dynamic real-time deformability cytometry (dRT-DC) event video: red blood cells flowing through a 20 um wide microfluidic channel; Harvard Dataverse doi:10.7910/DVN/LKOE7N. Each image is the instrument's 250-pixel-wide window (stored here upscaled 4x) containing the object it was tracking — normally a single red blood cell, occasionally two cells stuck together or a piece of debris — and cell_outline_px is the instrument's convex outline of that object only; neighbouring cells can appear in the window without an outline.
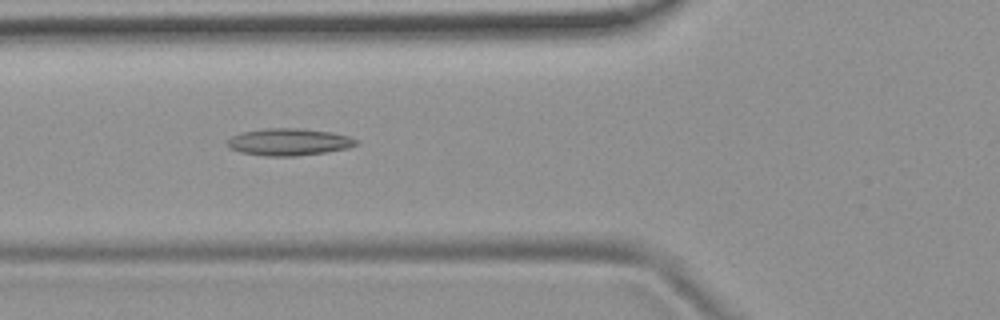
{"species": "common noctule bat (a hibernating species)", "species_latin": "Nyctalus noctula", "temperature_condition": "room temperature", "stored_images_in_passage": 52, "camera_frame_rate_fps": 3000, "um_per_image_px": 0.085, "animal": {"sex": "female", "body_mass_g": 19.9}, "frame": {"image": 1, "passage_image": 19, "time_ms": 6.0, "image_size_px": [1000, 320], "cell_outline_px": [[360, 144], [348, 148], [324, 152], [296, 156], [264, 156], [240, 152], [228, 148], [228, 140], [232, 136], [244, 132], [264, 128], [300, 128], [332, 132], [348, 136], [356, 140]], "centroid_in_image_um": [24.56, 12.07], "position_along_channel_um": 101.2, "area_um2": 20.29}}
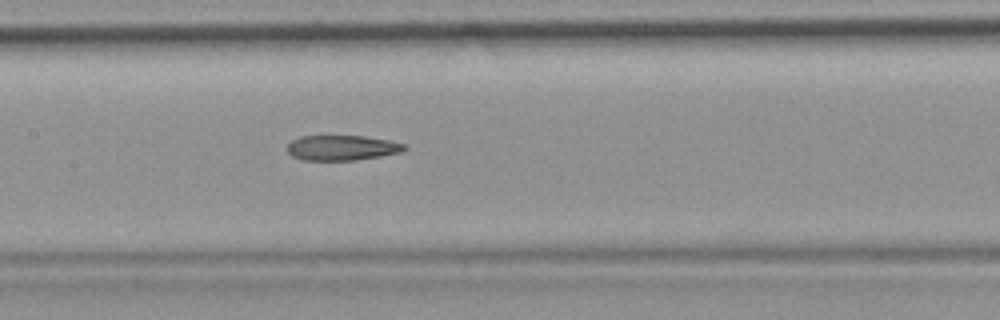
{"frame": {"image": 2, "passage_image": 25, "time_ms": 8.0, "image_size_px": [1000, 320], "cell_outline_px": [[408, 148], [404, 152], [356, 160], [304, 160], [292, 156], [288, 152], [288, 144], [292, 140], [300, 136], [364, 136], [388, 140], [404, 144]], "centroid_in_image_um": [29.09, 12.56], "position_along_channel_um": 178.3, "area_um2": 17.17}}
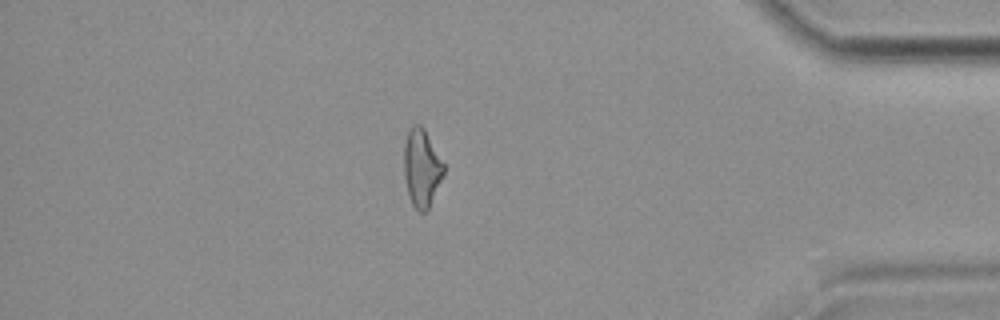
{"frame": {"image": 3, "passage_image": 45, "time_ms": 14.667, "image_size_px": [1000, 320], "cell_outline_px": [[444, 172], [428, 208], [424, 212], [420, 212], [412, 204], [408, 192], [404, 176], [404, 144], [408, 132], [412, 124], [420, 124], [424, 128], [444, 164]], "centroid_in_image_um": [35.82, 14.24], "position_along_channel_um": 399.4, "area_um2": 17.63}, "authors_computed_cell_mechanics": {"area_um2": 18.9295, "velocity_mm_per_s": 3.8558, "shape_relaxation_time_tau1_ms": null, "shape_relaxation_time_tau2_ms": 4.7289, "deformation_change_tau1": null, "deformation_change_tau2": 0.1568}}